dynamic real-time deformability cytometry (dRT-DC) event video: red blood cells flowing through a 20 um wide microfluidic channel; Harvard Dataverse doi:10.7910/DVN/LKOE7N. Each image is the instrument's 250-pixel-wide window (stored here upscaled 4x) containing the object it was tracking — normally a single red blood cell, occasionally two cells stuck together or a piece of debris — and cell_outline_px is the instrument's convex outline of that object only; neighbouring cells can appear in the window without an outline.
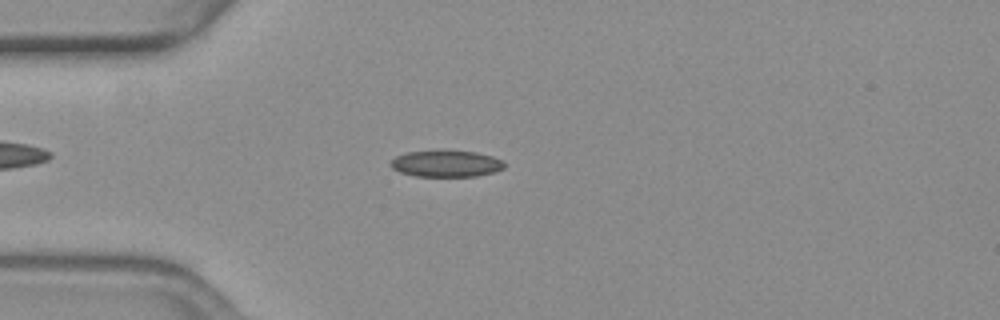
{"species": "common noctule bat (a hibernating species)", "species_latin": "Nyctalus noctula", "temperature_condition": "warm", "stored_images_in_passage": 42, "camera_frame_rate_fps": 3000, "um_per_image_px": 0.085, "animal": {"sex": "female", "body_mass_g": 19.3, "forearm_length_mm": 54.1}, "frame": {"image": 1, "passage_image": 3, "time_ms": 0.667, "image_size_px": [1000, 320], "cell_outline_px": [[504, 168], [492, 172], [476, 176], [416, 176], [400, 172], [392, 168], [388, 164], [396, 156], [408, 152], [444, 148], [476, 152], [492, 156], [504, 160]], "centroid_in_image_um": [37.91, 13.87], "position_along_channel_um": 47.1, "area_um2": 18.09}}
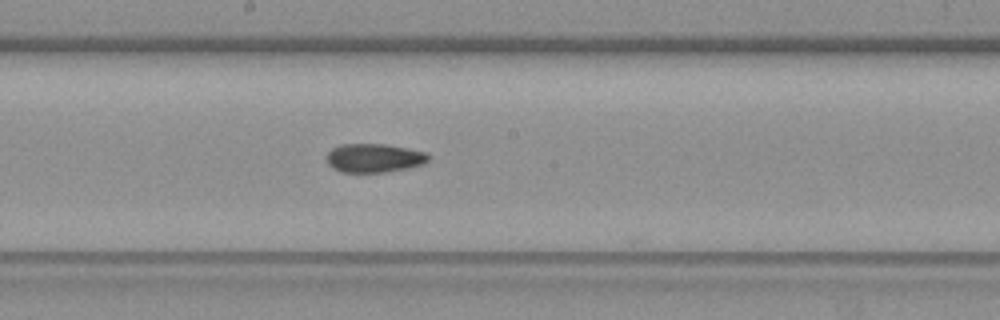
{"frame": {"image": 2, "passage_image": 18, "time_ms": 5.667, "image_size_px": [1000, 320], "cell_outline_px": [[432, 156], [424, 164], [408, 168], [384, 172], [340, 172], [332, 168], [328, 164], [328, 152], [332, 148], [340, 144], [384, 144], [408, 148], [428, 152]], "centroid_in_image_um": [31.84, 13.43], "position_along_channel_um": 216.4, "area_um2": 17.22}}
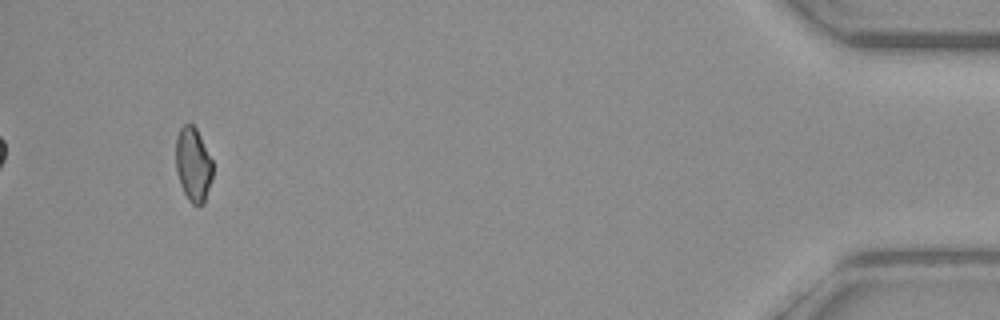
{"frame": {"image": 3, "passage_image": 41, "time_ms": 13.333, "image_size_px": [1000, 320], "cell_outline_px": [[212, 180], [204, 204], [192, 204], [188, 200], [180, 184], [176, 172], [176, 136], [180, 128], [184, 124], [192, 124], [196, 128], [212, 160]], "centroid_in_image_um": [16.41, 13.99], "position_along_channel_um": 418.8, "area_um2": 15.95}}